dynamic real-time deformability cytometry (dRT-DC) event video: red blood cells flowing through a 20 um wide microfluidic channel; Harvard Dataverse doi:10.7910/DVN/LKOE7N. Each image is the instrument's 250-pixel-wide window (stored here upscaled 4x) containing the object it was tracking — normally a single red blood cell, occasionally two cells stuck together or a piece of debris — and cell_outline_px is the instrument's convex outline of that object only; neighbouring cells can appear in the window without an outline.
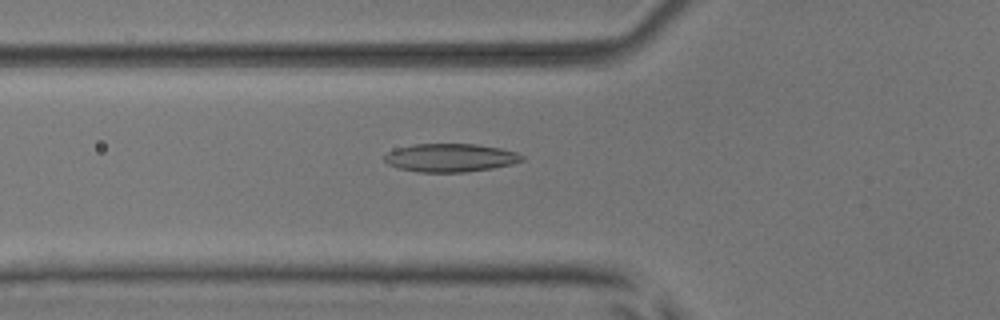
{"species": "common noctule bat (a hibernating species)", "species_latin": "Nyctalus noctula", "temperature_condition": "room temperature", "stored_images_in_passage": 52, "camera_frame_rate_fps": 3000, "um_per_image_px": 0.085, "animal": {"sex": "male", "body_mass_g": 17.9, "forearm_length_mm": 54.2}, "frame": {"image": 1, "passage_image": 19, "time_ms": 6.0, "image_size_px": [1000, 320], "cell_outline_px": [[524, 160], [512, 164], [492, 168], [464, 172], [416, 172], [400, 168], [388, 164], [384, 160], [384, 156], [388, 152], [396, 148], [412, 144], [476, 144], [500, 148], [516, 152], [524, 156]], "centroid_in_image_um": [38.28, 13.4], "position_along_channel_um": 87.5, "area_um2": 22.66}}
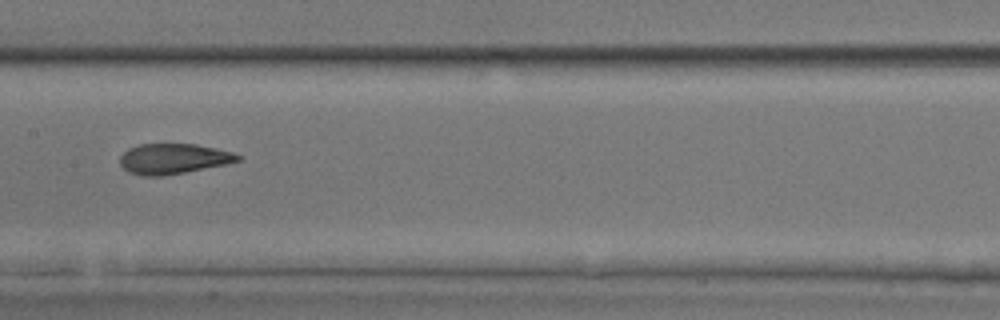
{"frame": {"image": 2, "passage_image": 27, "time_ms": 8.667, "image_size_px": [1000, 320], "cell_outline_px": [[244, 156], [240, 160], [224, 164], [184, 172], [160, 176], [140, 176], [128, 172], [120, 164], [120, 156], [128, 148], [140, 144], [196, 144], [236, 152]], "centroid_in_image_um": [14.74, 13.48], "position_along_channel_um": 192.7, "area_um2": 20.87}}
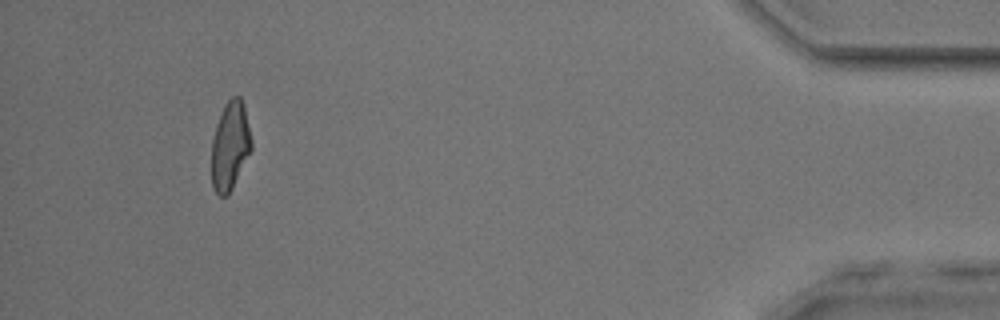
{"frame": {"image": 3, "passage_image": 49, "time_ms": 16.0, "image_size_px": [1000, 320], "cell_outline_px": [[252, 148], [228, 196], [220, 196], [212, 188], [212, 140], [216, 124], [224, 104], [232, 96], [240, 96], [244, 104], [252, 140]], "centroid_in_image_um": [19.56, 12.37], "position_along_channel_um": 415.6, "area_um2": 20.58}, "authors_computed_cell_mechanics": {"area_um2": 21.4149, "velocity_mm_per_s": 3.9337, "shape_relaxation_time_tau1_ms": null, "shape_relaxation_time_tau2_ms": 1.9145, "deformation_change_tau1": null, "deformation_change_tau2": 0.0986}}